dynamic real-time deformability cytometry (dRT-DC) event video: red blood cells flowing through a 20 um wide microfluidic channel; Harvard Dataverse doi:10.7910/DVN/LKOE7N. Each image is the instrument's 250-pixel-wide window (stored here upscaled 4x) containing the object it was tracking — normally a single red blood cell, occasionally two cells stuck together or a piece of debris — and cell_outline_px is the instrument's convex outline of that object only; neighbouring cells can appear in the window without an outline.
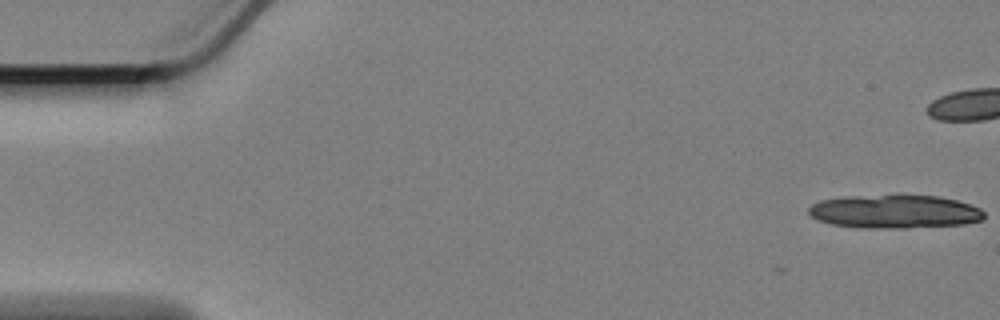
{"species": "Egyptian fruit bat (a non-hibernating species)", "species_latin": "Rousettus aegyptiacus", "temperature_condition": "cold", "stored_images_in_passage": 8, "camera_frame_rate_fps": 3000, "um_per_image_px": 0.085, "animal": {"sex": "female"}, "frame": {"image": 1, "passage_image": 1, "time_ms": 0.0, "image_size_px": [1000, 320], "cell_outline_px": [[984, 220], [964, 224], [908, 228], [856, 228], [832, 224], [820, 220], [812, 216], [808, 212], [808, 208], [812, 204], [820, 200], [844, 196], [896, 192], [940, 196], [956, 200], [980, 208], [984, 212]], "centroid_in_image_um": [76.04, 17.94], "position_along_channel_um": 9.0, "area_um2": 35.55}}